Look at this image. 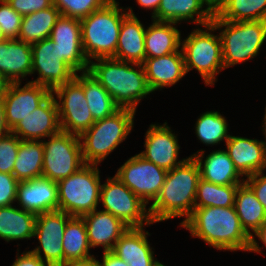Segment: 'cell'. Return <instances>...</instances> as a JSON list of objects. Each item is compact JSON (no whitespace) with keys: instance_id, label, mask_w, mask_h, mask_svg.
Segmentation results:
<instances>
[{"instance_id":"cell-50","label":"cell","mask_w":266,"mask_h":266,"mask_svg":"<svg viewBox=\"0 0 266 266\" xmlns=\"http://www.w3.org/2000/svg\"><path fill=\"white\" fill-rule=\"evenodd\" d=\"M11 82L0 73V101L3 100Z\"/></svg>"},{"instance_id":"cell-39","label":"cell","mask_w":266,"mask_h":266,"mask_svg":"<svg viewBox=\"0 0 266 266\" xmlns=\"http://www.w3.org/2000/svg\"><path fill=\"white\" fill-rule=\"evenodd\" d=\"M20 141L11 131L0 137V172L13 174Z\"/></svg>"},{"instance_id":"cell-26","label":"cell","mask_w":266,"mask_h":266,"mask_svg":"<svg viewBox=\"0 0 266 266\" xmlns=\"http://www.w3.org/2000/svg\"><path fill=\"white\" fill-rule=\"evenodd\" d=\"M213 15L203 0H161L157 13L152 19L176 24L190 21L197 24L196 27H203L211 24Z\"/></svg>"},{"instance_id":"cell-43","label":"cell","mask_w":266,"mask_h":266,"mask_svg":"<svg viewBox=\"0 0 266 266\" xmlns=\"http://www.w3.org/2000/svg\"><path fill=\"white\" fill-rule=\"evenodd\" d=\"M245 182L252 188L266 211V175H264V171L248 176Z\"/></svg>"},{"instance_id":"cell-28","label":"cell","mask_w":266,"mask_h":266,"mask_svg":"<svg viewBox=\"0 0 266 266\" xmlns=\"http://www.w3.org/2000/svg\"><path fill=\"white\" fill-rule=\"evenodd\" d=\"M181 38V32L176 23L152 19V24L145 30V59L179 51Z\"/></svg>"},{"instance_id":"cell-42","label":"cell","mask_w":266,"mask_h":266,"mask_svg":"<svg viewBox=\"0 0 266 266\" xmlns=\"http://www.w3.org/2000/svg\"><path fill=\"white\" fill-rule=\"evenodd\" d=\"M7 2L21 16L30 15L53 6V0H7Z\"/></svg>"},{"instance_id":"cell-51","label":"cell","mask_w":266,"mask_h":266,"mask_svg":"<svg viewBox=\"0 0 266 266\" xmlns=\"http://www.w3.org/2000/svg\"><path fill=\"white\" fill-rule=\"evenodd\" d=\"M209 9L215 13L226 0H203Z\"/></svg>"},{"instance_id":"cell-17","label":"cell","mask_w":266,"mask_h":266,"mask_svg":"<svg viewBox=\"0 0 266 266\" xmlns=\"http://www.w3.org/2000/svg\"><path fill=\"white\" fill-rule=\"evenodd\" d=\"M27 82L23 87H20L21 82L11 83L2 100L5 122L10 131L52 94L43 85Z\"/></svg>"},{"instance_id":"cell-14","label":"cell","mask_w":266,"mask_h":266,"mask_svg":"<svg viewBox=\"0 0 266 266\" xmlns=\"http://www.w3.org/2000/svg\"><path fill=\"white\" fill-rule=\"evenodd\" d=\"M31 49V75L37 72L38 77L30 82L43 85L53 91L75 77L76 72L65 61H62V57H59L51 38L32 44Z\"/></svg>"},{"instance_id":"cell-49","label":"cell","mask_w":266,"mask_h":266,"mask_svg":"<svg viewBox=\"0 0 266 266\" xmlns=\"http://www.w3.org/2000/svg\"><path fill=\"white\" fill-rule=\"evenodd\" d=\"M9 132L10 129L7 127L5 122L3 101H0V137L8 134Z\"/></svg>"},{"instance_id":"cell-36","label":"cell","mask_w":266,"mask_h":266,"mask_svg":"<svg viewBox=\"0 0 266 266\" xmlns=\"http://www.w3.org/2000/svg\"><path fill=\"white\" fill-rule=\"evenodd\" d=\"M228 122L218 111L202 113L195 123V134L203 144L214 146L230 137Z\"/></svg>"},{"instance_id":"cell-9","label":"cell","mask_w":266,"mask_h":266,"mask_svg":"<svg viewBox=\"0 0 266 266\" xmlns=\"http://www.w3.org/2000/svg\"><path fill=\"white\" fill-rule=\"evenodd\" d=\"M48 139L42 141L44 147L42 177L58 182L76 173L85 165L79 136L60 130Z\"/></svg>"},{"instance_id":"cell-11","label":"cell","mask_w":266,"mask_h":266,"mask_svg":"<svg viewBox=\"0 0 266 266\" xmlns=\"http://www.w3.org/2000/svg\"><path fill=\"white\" fill-rule=\"evenodd\" d=\"M55 97L60 129L80 136L95 122L89 110L82 85L73 78L52 91Z\"/></svg>"},{"instance_id":"cell-48","label":"cell","mask_w":266,"mask_h":266,"mask_svg":"<svg viewBox=\"0 0 266 266\" xmlns=\"http://www.w3.org/2000/svg\"><path fill=\"white\" fill-rule=\"evenodd\" d=\"M161 0H136L138 5L146 10H153L151 18L157 13Z\"/></svg>"},{"instance_id":"cell-4","label":"cell","mask_w":266,"mask_h":266,"mask_svg":"<svg viewBox=\"0 0 266 266\" xmlns=\"http://www.w3.org/2000/svg\"><path fill=\"white\" fill-rule=\"evenodd\" d=\"M119 2L109 1L103 8L94 11L81 22V37L84 54L88 61L113 57L126 8Z\"/></svg>"},{"instance_id":"cell-23","label":"cell","mask_w":266,"mask_h":266,"mask_svg":"<svg viewBox=\"0 0 266 266\" xmlns=\"http://www.w3.org/2000/svg\"><path fill=\"white\" fill-rule=\"evenodd\" d=\"M204 155V149L190 155L197 161L203 180L217 185H240L245 181L224 149L214 150L206 157Z\"/></svg>"},{"instance_id":"cell-24","label":"cell","mask_w":266,"mask_h":266,"mask_svg":"<svg viewBox=\"0 0 266 266\" xmlns=\"http://www.w3.org/2000/svg\"><path fill=\"white\" fill-rule=\"evenodd\" d=\"M126 11L121 23L116 53L112 58L142 64L145 60L146 27L133 13L132 7L128 6Z\"/></svg>"},{"instance_id":"cell-33","label":"cell","mask_w":266,"mask_h":266,"mask_svg":"<svg viewBox=\"0 0 266 266\" xmlns=\"http://www.w3.org/2000/svg\"><path fill=\"white\" fill-rule=\"evenodd\" d=\"M44 147L42 141L21 140L13 175L20 181L42 177Z\"/></svg>"},{"instance_id":"cell-35","label":"cell","mask_w":266,"mask_h":266,"mask_svg":"<svg viewBox=\"0 0 266 266\" xmlns=\"http://www.w3.org/2000/svg\"><path fill=\"white\" fill-rule=\"evenodd\" d=\"M214 14L224 21H266V0H226Z\"/></svg>"},{"instance_id":"cell-8","label":"cell","mask_w":266,"mask_h":266,"mask_svg":"<svg viewBox=\"0 0 266 266\" xmlns=\"http://www.w3.org/2000/svg\"><path fill=\"white\" fill-rule=\"evenodd\" d=\"M101 176L98 165L85 164L57 182L58 210L81 217L100 204Z\"/></svg>"},{"instance_id":"cell-16","label":"cell","mask_w":266,"mask_h":266,"mask_svg":"<svg viewBox=\"0 0 266 266\" xmlns=\"http://www.w3.org/2000/svg\"><path fill=\"white\" fill-rule=\"evenodd\" d=\"M178 134L173 133L167 122L150 124L145 133L144 151L139 153L144 159L169 171L184 162L188 157L178 160L180 146Z\"/></svg>"},{"instance_id":"cell-30","label":"cell","mask_w":266,"mask_h":266,"mask_svg":"<svg viewBox=\"0 0 266 266\" xmlns=\"http://www.w3.org/2000/svg\"><path fill=\"white\" fill-rule=\"evenodd\" d=\"M234 208L242 227L250 236L266 222V211L263 205L245 181L237 188Z\"/></svg>"},{"instance_id":"cell-3","label":"cell","mask_w":266,"mask_h":266,"mask_svg":"<svg viewBox=\"0 0 266 266\" xmlns=\"http://www.w3.org/2000/svg\"><path fill=\"white\" fill-rule=\"evenodd\" d=\"M89 62L88 72L108 91L120 108L136 111L151 92L142 64L109 58Z\"/></svg>"},{"instance_id":"cell-6","label":"cell","mask_w":266,"mask_h":266,"mask_svg":"<svg viewBox=\"0 0 266 266\" xmlns=\"http://www.w3.org/2000/svg\"><path fill=\"white\" fill-rule=\"evenodd\" d=\"M211 24L220 31L224 69L257 57L266 41V21H224L214 14Z\"/></svg>"},{"instance_id":"cell-46","label":"cell","mask_w":266,"mask_h":266,"mask_svg":"<svg viewBox=\"0 0 266 266\" xmlns=\"http://www.w3.org/2000/svg\"><path fill=\"white\" fill-rule=\"evenodd\" d=\"M101 259V262L98 260L99 266H129L112 251L103 252Z\"/></svg>"},{"instance_id":"cell-29","label":"cell","mask_w":266,"mask_h":266,"mask_svg":"<svg viewBox=\"0 0 266 266\" xmlns=\"http://www.w3.org/2000/svg\"><path fill=\"white\" fill-rule=\"evenodd\" d=\"M36 214L16 206L0 207V238L6 242L34 237Z\"/></svg>"},{"instance_id":"cell-44","label":"cell","mask_w":266,"mask_h":266,"mask_svg":"<svg viewBox=\"0 0 266 266\" xmlns=\"http://www.w3.org/2000/svg\"><path fill=\"white\" fill-rule=\"evenodd\" d=\"M16 260L11 266H49L46 262L42 261L37 255L33 254L30 250L24 251L19 254V249L16 253Z\"/></svg>"},{"instance_id":"cell-40","label":"cell","mask_w":266,"mask_h":266,"mask_svg":"<svg viewBox=\"0 0 266 266\" xmlns=\"http://www.w3.org/2000/svg\"><path fill=\"white\" fill-rule=\"evenodd\" d=\"M22 18L7 0H0V27L7 39H18Z\"/></svg>"},{"instance_id":"cell-45","label":"cell","mask_w":266,"mask_h":266,"mask_svg":"<svg viewBox=\"0 0 266 266\" xmlns=\"http://www.w3.org/2000/svg\"><path fill=\"white\" fill-rule=\"evenodd\" d=\"M256 237L264 244L262 247H266V222H264L260 226V228L251 236V243L248 251L262 254V247L258 245V241L255 239Z\"/></svg>"},{"instance_id":"cell-20","label":"cell","mask_w":266,"mask_h":266,"mask_svg":"<svg viewBox=\"0 0 266 266\" xmlns=\"http://www.w3.org/2000/svg\"><path fill=\"white\" fill-rule=\"evenodd\" d=\"M225 148L235 168L244 178L266 170V154L261 140L231 134L225 142Z\"/></svg>"},{"instance_id":"cell-25","label":"cell","mask_w":266,"mask_h":266,"mask_svg":"<svg viewBox=\"0 0 266 266\" xmlns=\"http://www.w3.org/2000/svg\"><path fill=\"white\" fill-rule=\"evenodd\" d=\"M148 236L144 227L128 228L116 241L112 252L129 266H156L160 261L154 257Z\"/></svg>"},{"instance_id":"cell-32","label":"cell","mask_w":266,"mask_h":266,"mask_svg":"<svg viewBox=\"0 0 266 266\" xmlns=\"http://www.w3.org/2000/svg\"><path fill=\"white\" fill-rule=\"evenodd\" d=\"M60 16V11L54 5L23 16L18 39L32 45L50 38L52 28Z\"/></svg>"},{"instance_id":"cell-31","label":"cell","mask_w":266,"mask_h":266,"mask_svg":"<svg viewBox=\"0 0 266 266\" xmlns=\"http://www.w3.org/2000/svg\"><path fill=\"white\" fill-rule=\"evenodd\" d=\"M83 87L85 98L94 121L111 116L120 107L108 91L88 71L76 73L74 77Z\"/></svg>"},{"instance_id":"cell-47","label":"cell","mask_w":266,"mask_h":266,"mask_svg":"<svg viewBox=\"0 0 266 266\" xmlns=\"http://www.w3.org/2000/svg\"><path fill=\"white\" fill-rule=\"evenodd\" d=\"M60 266H99L96 257H90L83 260H69L63 262Z\"/></svg>"},{"instance_id":"cell-1","label":"cell","mask_w":266,"mask_h":266,"mask_svg":"<svg viewBox=\"0 0 266 266\" xmlns=\"http://www.w3.org/2000/svg\"><path fill=\"white\" fill-rule=\"evenodd\" d=\"M181 227L216 250L248 252L250 248L251 236L242 227L234 206L194 207Z\"/></svg>"},{"instance_id":"cell-38","label":"cell","mask_w":266,"mask_h":266,"mask_svg":"<svg viewBox=\"0 0 266 266\" xmlns=\"http://www.w3.org/2000/svg\"><path fill=\"white\" fill-rule=\"evenodd\" d=\"M109 1L116 0H53V5L63 16L83 19L103 8Z\"/></svg>"},{"instance_id":"cell-53","label":"cell","mask_w":266,"mask_h":266,"mask_svg":"<svg viewBox=\"0 0 266 266\" xmlns=\"http://www.w3.org/2000/svg\"><path fill=\"white\" fill-rule=\"evenodd\" d=\"M7 38L4 36V33L2 31V28L0 27V43L6 40Z\"/></svg>"},{"instance_id":"cell-7","label":"cell","mask_w":266,"mask_h":266,"mask_svg":"<svg viewBox=\"0 0 266 266\" xmlns=\"http://www.w3.org/2000/svg\"><path fill=\"white\" fill-rule=\"evenodd\" d=\"M203 28L197 27L181 40V49L186 73L196 69L205 85L213 86L218 81L217 74L224 70L221 39L219 33L213 34L217 30L212 24Z\"/></svg>"},{"instance_id":"cell-54","label":"cell","mask_w":266,"mask_h":266,"mask_svg":"<svg viewBox=\"0 0 266 266\" xmlns=\"http://www.w3.org/2000/svg\"><path fill=\"white\" fill-rule=\"evenodd\" d=\"M156 266H166V265H164L163 263H158Z\"/></svg>"},{"instance_id":"cell-10","label":"cell","mask_w":266,"mask_h":266,"mask_svg":"<svg viewBox=\"0 0 266 266\" xmlns=\"http://www.w3.org/2000/svg\"><path fill=\"white\" fill-rule=\"evenodd\" d=\"M99 202L107 211L129 228H140L153 224L147 205L135 195L116 175L101 184Z\"/></svg>"},{"instance_id":"cell-13","label":"cell","mask_w":266,"mask_h":266,"mask_svg":"<svg viewBox=\"0 0 266 266\" xmlns=\"http://www.w3.org/2000/svg\"><path fill=\"white\" fill-rule=\"evenodd\" d=\"M71 217L60 210L44 212L36 217L34 238L37 237L40 246L31 252L49 266H60L64 262L62 240Z\"/></svg>"},{"instance_id":"cell-19","label":"cell","mask_w":266,"mask_h":266,"mask_svg":"<svg viewBox=\"0 0 266 266\" xmlns=\"http://www.w3.org/2000/svg\"><path fill=\"white\" fill-rule=\"evenodd\" d=\"M16 202L28 212L39 215L58 210L57 182L45 177L20 181Z\"/></svg>"},{"instance_id":"cell-22","label":"cell","mask_w":266,"mask_h":266,"mask_svg":"<svg viewBox=\"0 0 266 266\" xmlns=\"http://www.w3.org/2000/svg\"><path fill=\"white\" fill-rule=\"evenodd\" d=\"M142 65L152 93L175 85L187 74L182 49L165 56L146 58Z\"/></svg>"},{"instance_id":"cell-37","label":"cell","mask_w":266,"mask_h":266,"mask_svg":"<svg viewBox=\"0 0 266 266\" xmlns=\"http://www.w3.org/2000/svg\"><path fill=\"white\" fill-rule=\"evenodd\" d=\"M239 185H217L199 179L195 198V207H231L234 206Z\"/></svg>"},{"instance_id":"cell-15","label":"cell","mask_w":266,"mask_h":266,"mask_svg":"<svg viewBox=\"0 0 266 266\" xmlns=\"http://www.w3.org/2000/svg\"><path fill=\"white\" fill-rule=\"evenodd\" d=\"M50 38L62 61H65L76 73L88 71L89 61L82 47L79 19L61 15L52 28Z\"/></svg>"},{"instance_id":"cell-27","label":"cell","mask_w":266,"mask_h":266,"mask_svg":"<svg viewBox=\"0 0 266 266\" xmlns=\"http://www.w3.org/2000/svg\"><path fill=\"white\" fill-rule=\"evenodd\" d=\"M32 71L31 45L19 39L0 43V73L11 83L22 82Z\"/></svg>"},{"instance_id":"cell-12","label":"cell","mask_w":266,"mask_h":266,"mask_svg":"<svg viewBox=\"0 0 266 266\" xmlns=\"http://www.w3.org/2000/svg\"><path fill=\"white\" fill-rule=\"evenodd\" d=\"M166 173V170L136 154L124 162L115 175L148 205L159 195Z\"/></svg>"},{"instance_id":"cell-21","label":"cell","mask_w":266,"mask_h":266,"mask_svg":"<svg viewBox=\"0 0 266 266\" xmlns=\"http://www.w3.org/2000/svg\"><path fill=\"white\" fill-rule=\"evenodd\" d=\"M81 217L86 225L91 249L102 246L103 252L112 251L116 241L129 228L117 217L104 210L96 209Z\"/></svg>"},{"instance_id":"cell-18","label":"cell","mask_w":266,"mask_h":266,"mask_svg":"<svg viewBox=\"0 0 266 266\" xmlns=\"http://www.w3.org/2000/svg\"><path fill=\"white\" fill-rule=\"evenodd\" d=\"M58 107L51 94L38 108L11 130L21 140L43 141L60 131Z\"/></svg>"},{"instance_id":"cell-2","label":"cell","mask_w":266,"mask_h":266,"mask_svg":"<svg viewBox=\"0 0 266 266\" xmlns=\"http://www.w3.org/2000/svg\"><path fill=\"white\" fill-rule=\"evenodd\" d=\"M200 168L193 157H188L167 171L164 184L155 201L148 207L151 222L157 223L182 217L180 226L191 216L195 207Z\"/></svg>"},{"instance_id":"cell-41","label":"cell","mask_w":266,"mask_h":266,"mask_svg":"<svg viewBox=\"0 0 266 266\" xmlns=\"http://www.w3.org/2000/svg\"><path fill=\"white\" fill-rule=\"evenodd\" d=\"M18 184L19 181L13 174L0 172V207L15 204Z\"/></svg>"},{"instance_id":"cell-34","label":"cell","mask_w":266,"mask_h":266,"mask_svg":"<svg viewBox=\"0 0 266 266\" xmlns=\"http://www.w3.org/2000/svg\"><path fill=\"white\" fill-rule=\"evenodd\" d=\"M64 262L93 257L85 222L82 217L72 216L66 224L62 240Z\"/></svg>"},{"instance_id":"cell-52","label":"cell","mask_w":266,"mask_h":266,"mask_svg":"<svg viewBox=\"0 0 266 266\" xmlns=\"http://www.w3.org/2000/svg\"><path fill=\"white\" fill-rule=\"evenodd\" d=\"M264 120H263V122H262V131H263V135H265V140H261V143H262V145H263V147H264V152H265V154H266V107H265V114H264V118H263Z\"/></svg>"},{"instance_id":"cell-5","label":"cell","mask_w":266,"mask_h":266,"mask_svg":"<svg viewBox=\"0 0 266 266\" xmlns=\"http://www.w3.org/2000/svg\"><path fill=\"white\" fill-rule=\"evenodd\" d=\"M136 111L120 108L111 116L97 120L79 136L85 164L98 165L111 154L134 127Z\"/></svg>"}]
</instances>
